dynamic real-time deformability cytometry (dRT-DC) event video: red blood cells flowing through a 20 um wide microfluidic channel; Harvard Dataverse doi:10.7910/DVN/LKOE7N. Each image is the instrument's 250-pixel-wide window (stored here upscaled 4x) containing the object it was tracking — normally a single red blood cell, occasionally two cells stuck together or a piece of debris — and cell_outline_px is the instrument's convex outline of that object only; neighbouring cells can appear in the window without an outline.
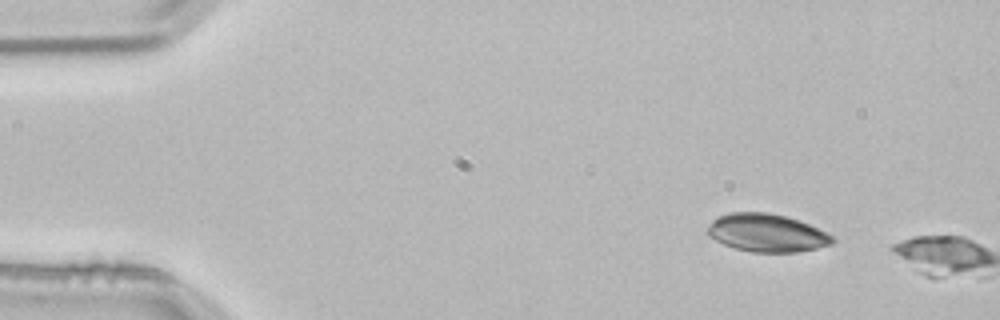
{"species": "common noctule bat (a hibernating species)", "species_latin": "Nyctalus noctula", "temperature_condition": "room temperature", "stored_images_in_passage": 2, "camera_frame_rate_fps": 3000, "um_per_image_px": 0.085, "animal": {"sex": "male", "body_mass_g": 21.5, "forearm_length_mm": 52.0}, "frame": {"image": 1, "passage_image": 1, "time_ms": 0.0, "image_size_px": [1000, 320], "cell_outline_px": [[836, 240], [832, 244], [816, 248], [796, 252], [752, 252], [736, 248], [724, 244], [708, 236], [708, 228], [712, 220], [716, 216], [728, 212], [768, 212], [800, 220], [832, 236]], "centroid_in_image_um": [65.15, 19.78], "position_along_channel_um": 19.8, "area_um2": 27.51}}